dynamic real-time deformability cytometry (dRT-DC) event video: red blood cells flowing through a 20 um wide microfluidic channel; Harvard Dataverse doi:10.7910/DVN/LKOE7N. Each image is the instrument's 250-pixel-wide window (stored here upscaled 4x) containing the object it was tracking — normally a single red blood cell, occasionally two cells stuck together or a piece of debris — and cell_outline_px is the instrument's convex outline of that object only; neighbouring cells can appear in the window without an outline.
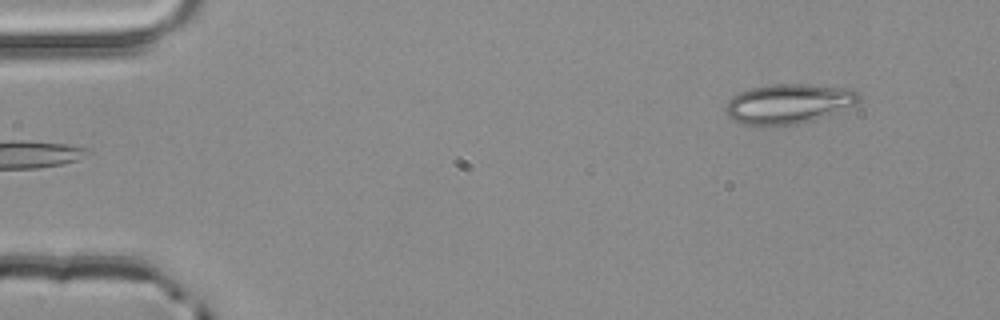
{"species": "common noctule bat (a hibernating species)", "species_latin": "Nyctalus noctula", "temperature_condition": "room temperature", "stored_images_in_passage": 3, "camera_frame_rate_fps": 3000, "um_per_image_px": 0.085, "animal": {"sex": "male", "body_mass_g": 20.4}, "frame": {"image": 1, "passage_image": 1, "time_ms": 0.0, "image_size_px": [1000, 320], "cell_outline_px": [[864, 96], [856, 104], [836, 112], [800, 124], [764, 128], [756, 128], [732, 120], [728, 116], [724, 108], [728, 100], [732, 96], [740, 92], [752, 88], [772, 84], [808, 84], [856, 88]], "centroid_in_image_um": [67.04, 8.84], "position_along_channel_um": 18.0, "area_um2": 31.91}}